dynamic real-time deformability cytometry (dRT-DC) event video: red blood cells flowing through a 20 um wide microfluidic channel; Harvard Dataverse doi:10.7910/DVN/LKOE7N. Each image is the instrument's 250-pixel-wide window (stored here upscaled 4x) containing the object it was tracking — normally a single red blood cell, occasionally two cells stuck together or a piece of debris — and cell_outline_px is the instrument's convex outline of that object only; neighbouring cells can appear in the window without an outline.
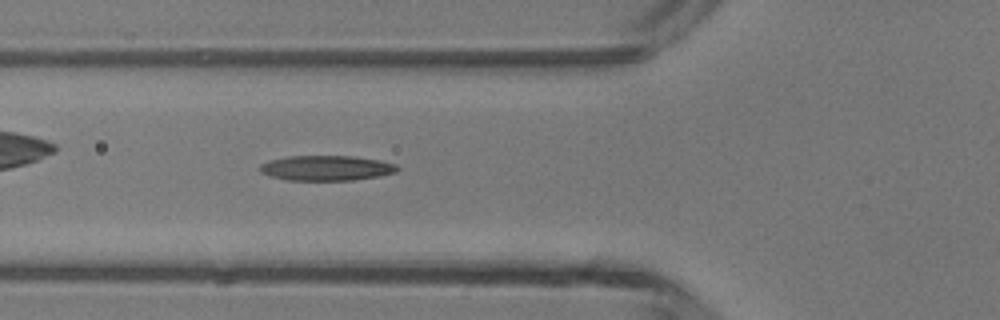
{"species": "common noctule bat (a hibernating species)", "species_latin": "Nyctalus noctula", "temperature_condition": "room temperature", "stored_images_in_passage": 40, "camera_frame_rate_fps": 3000, "um_per_image_px": 0.085, "animal": {"sex": "male", "body_mass_g": 13.3}, "frame": {"image": 1, "passage_image": 10, "time_ms": 3.0, "image_size_px": [1000, 320], "cell_outline_px": [[400, 168], [396, 172], [380, 176], [352, 180], [288, 180], [272, 176], [260, 172], [260, 164], [268, 160], [288, 156], [356, 156], [380, 160], [396, 164]], "centroid_in_image_um": [27.77, 14.27], "position_along_channel_um": 98.0, "area_um2": 20.17}}
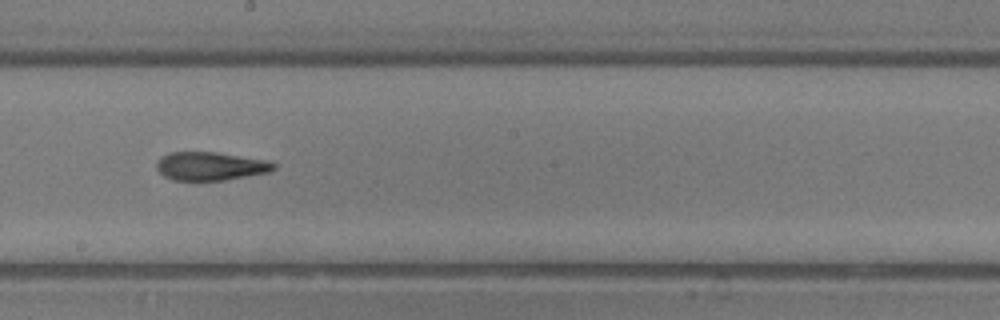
{"frame": {"image": 2, "passage_image": 19, "time_ms": 6.0, "image_size_px": [1000, 320], "cell_outline_px": [[276, 168], [268, 172], [224, 180], [172, 180], [164, 176], [156, 168], [156, 164], [160, 156], [168, 152], [216, 152], [264, 160], [276, 164]], "centroid_in_image_um": [17.83, 14.12], "position_along_channel_um": 230.4, "area_um2": 19.25}}
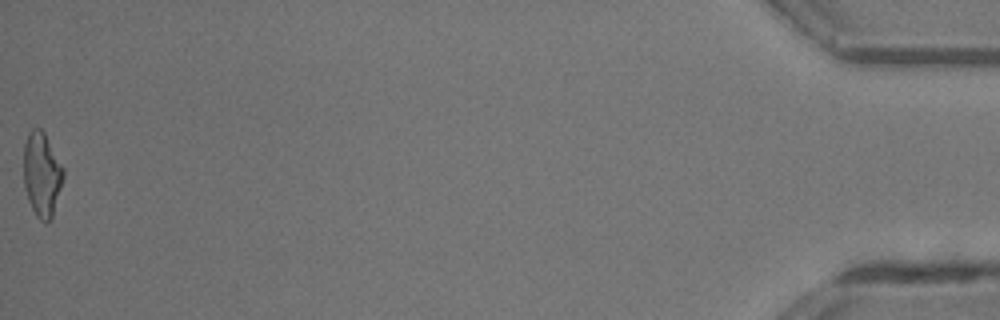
{"frame": {"image": 3, "passage_image": 40, "time_ms": 13.0, "image_size_px": [1000, 320], "cell_outline_px": [[64, 176], [52, 216], [44, 224], [36, 216], [28, 200], [24, 184], [24, 144], [28, 132], [32, 128], [40, 128], [44, 132], [64, 168]], "centroid_in_image_um": [3.55, 14.8], "position_along_channel_um": 431.6, "area_um2": 19.42}, "authors_computed_cell_mechanics": {"area_um2": 19.5075, "velocity_mm_per_s": 4.3818, "shape_relaxation_time_tau1_ms": null, "shape_relaxation_time_tau2_ms": 2.1296, "deformation_change_tau1": null, "deformation_change_tau2": 0.1224}}